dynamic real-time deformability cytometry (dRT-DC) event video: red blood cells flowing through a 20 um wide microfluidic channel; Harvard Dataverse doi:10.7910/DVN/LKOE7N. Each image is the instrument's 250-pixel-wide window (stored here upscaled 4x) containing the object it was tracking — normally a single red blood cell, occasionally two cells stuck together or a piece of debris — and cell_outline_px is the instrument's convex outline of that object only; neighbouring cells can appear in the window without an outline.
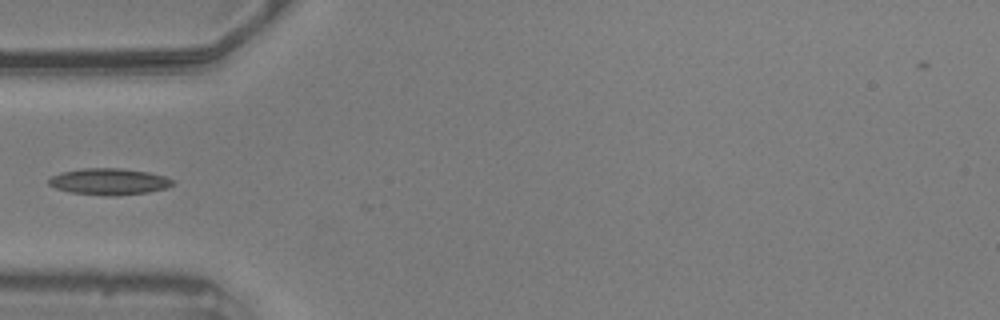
{"species": "common noctule bat (a hibernating species)", "species_latin": "Nyctalus noctula", "temperature_condition": "warm", "stored_images_in_passage": 15, "camera_frame_rate_fps": 3000, "um_per_image_px": 0.085, "animal": {"sex": "male", "body_mass_g": 20.5, "forearm_length_mm": 52.5}, "frame": {"image": 1, "passage_image": 1, "time_ms": 0.0, "image_size_px": [1000, 320], "cell_outline_px": [[176, 180], [168, 188], [148, 192], [116, 196], [108, 196], [72, 192], [56, 188], [48, 184], [48, 180], [52, 176], [64, 172], [84, 168], [120, 168], [148, 172], [164, 176]], "centroid_in_image_um": [9.32, 15.44], "position_along_channel_um": 75.7, "area_um2": 19.02}}
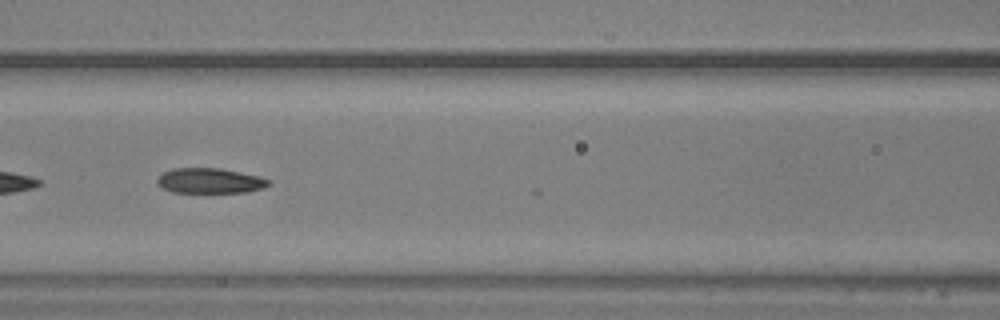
{"frame": {"image": 2, "passage_image": 7, "time_ms": 2.0, "image_size_px": [1000, 320], "cell_outline_px": [[272, 184], [264, 188], [244, 192], [172, 192], [156, 184], [156, 180], [164, 172], [172, 168], [220, 168], [260, 176], [268, 180]], "centroid_in_image_um": [17.85, 15.36], "position_along_channel_um": 148.8, "area_um2": 16.3}}